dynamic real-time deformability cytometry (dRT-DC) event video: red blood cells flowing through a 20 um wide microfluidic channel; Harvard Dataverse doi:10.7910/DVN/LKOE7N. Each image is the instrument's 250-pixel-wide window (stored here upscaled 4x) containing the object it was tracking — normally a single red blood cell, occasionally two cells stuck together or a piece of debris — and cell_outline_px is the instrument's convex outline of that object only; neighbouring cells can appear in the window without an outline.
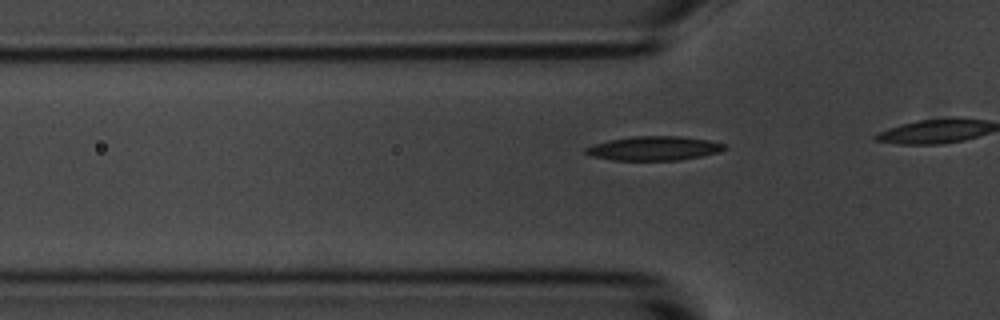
{"species": "common noctule bat (a hibernating species)", "species_latin": "Nyctalus noctula", "temperature_condition": "room temperature", "stored_images_in_passage": 17, "camera_frame_rate_fps": 3000, "um_per_image_px": 0.085, "animal": {"sex": "male", "body_mass_g": 20.1, "forearm_length_mm": 53.5}, "frame": {"image": 1, "passage_image": 12, "time_ms": 3.667, "image_size_px": [1000, 320], "cell_outline_px": [[728, 148], [720, 152], [680, 160], [612, 160], [592, 156], [584, 152], [584, 148], [608, 140], [632, 136], [680, 136], [708, 140], [728, 144]], "centroid_in_image_um": [55.63, 12.6], "position_along_channel_um": 70.2, "area_um2": 19.59}}
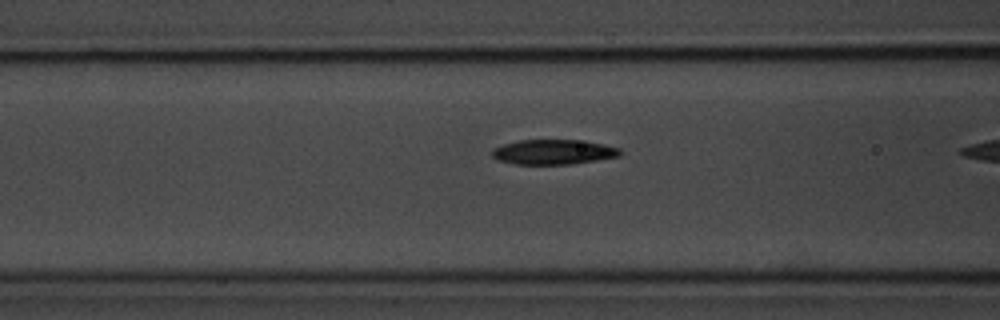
{"frame": {"image": 2, "passage_image": 16, "time_ms": 5.0, "image_size_px": [1000, 320], "cell_outline_px": [[620, 156], [572, 164], [512, 164], [500, 160], [492, 156], [492, 148], [504, 144], [520, 140], [576, 140], [604, 144], [620, 148]], "centroid_in_image_um": [47.03, 12.92], "position_along_channel_um": 119.6, "area_um2": 18.44}}